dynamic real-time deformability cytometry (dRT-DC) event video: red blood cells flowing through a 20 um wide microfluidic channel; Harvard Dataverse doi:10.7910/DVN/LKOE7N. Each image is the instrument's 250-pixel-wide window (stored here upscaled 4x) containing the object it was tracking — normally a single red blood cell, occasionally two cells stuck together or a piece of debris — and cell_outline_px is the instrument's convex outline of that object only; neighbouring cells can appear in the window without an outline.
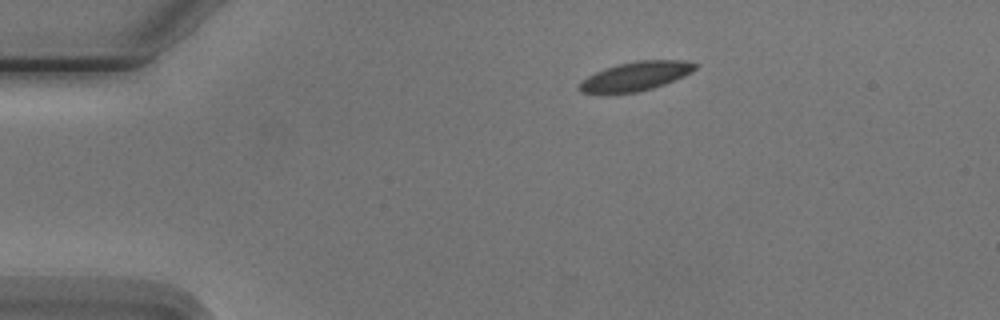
{"species": "Egyptian fruit bat (a non-hibernating species)", "species_latin": "Rousettus aegyptiacus", "temperature_condition": "cold", "stored_images_in_passage": 5, "camera_frame_rate_fps": 3000, "um_per_image_px": 0.085, "animal": {"sex": "male"}, "frame": {"image": 1, "passage_image": 1, "time_ms": 0.0, "image_size_px": [1000, 320], "cell_outline_px": [[696, 68], [692, 72], [684, 76], [664, 84], [652, 88], [636, 92], [580, 92], [576, 88], [580, 80], [604, 68], [616, 64], [636, 60], [684, 60], [696, 64]], "centroid_in_image_um": [54.01, 6.45], "position_along_channel_um": 31.0, "area_um2": 19.42}}
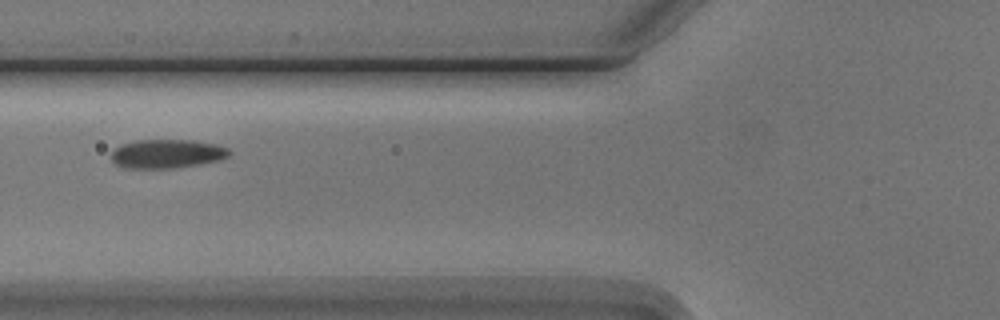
{"frame": {"image": 2, "passage_image": 4, "time_ms": 3.667, "image_size_px": [1000, 320], "cell_outline_px": [[232, 152], [228, 156], [220, 160], [200, 164], [176, 168], [124, 168], [116, 164], [112, 160], [112, 148], [120, 144], [136, 140], [192, 140], [216, 144], [228, 148]], "centroid_in_image_um": [14.18, 13.07], "position_along_channel_um": 111.6, "area_um2": 20.06}}
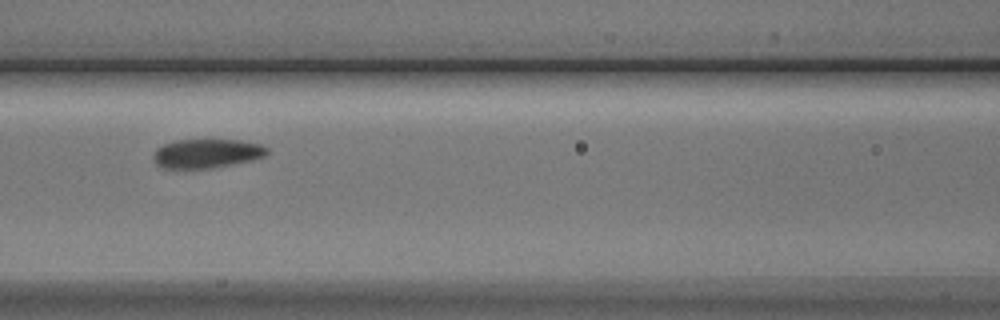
{"frame": {"image": 3, "passage_image": 5, "time_ms": 4.667, "image_size_px": [1000, 320], "cell_outline_px": [[268, 152], [264, 156], [252, 160], [212, 168], [164, 168], [156, 164], [152, 160], [152, 152], [156, 148], [172, 140], [240, 140], [260, 144], [268, 148]], "centroid_in_image_um": [17.52, 13.04], "position_along_channel_um": 149.1, "area_um2": 19.36}}